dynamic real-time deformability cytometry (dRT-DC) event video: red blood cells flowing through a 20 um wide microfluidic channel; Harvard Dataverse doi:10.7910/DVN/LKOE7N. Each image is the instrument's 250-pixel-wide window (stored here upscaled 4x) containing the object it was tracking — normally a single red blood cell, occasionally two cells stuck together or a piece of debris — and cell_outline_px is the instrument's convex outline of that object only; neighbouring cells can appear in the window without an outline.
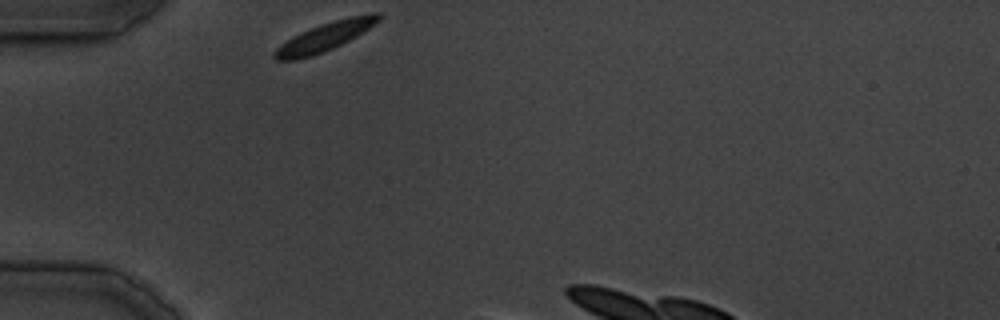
{"species": "common noctule bat (a hibernating species)", "species_latin": "Nyctalus noctula", "temperature_condition": "cold", "stored_images_in_passage": 20, "camera_frame_rate_fps": 3000, "um_per_image_px": 0.085, "animal": {"sex": "male", "body_mass_g": 19.5, "forearm_length_mm": 54.6}, "frame": {"image": 1, "passage_image": 1, "time_ms": 0.0, "image_size_px": [1000, 320], "cell_outline_px": [[384, 16], [380, 20], [356, 36], [324, 52], [312, 56], [296, 60], [276, 60], [272, 56], [272, 52], [280, 44], [292, 36], [300, 32], [320, 24], [332, 20], [348, 16], [372, 12], [380, 12]], "centroid_in_image_um": [27.6, 3.1], "position_along_channel_um": 57.4, "area_um2": 17.51}}